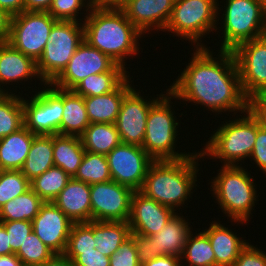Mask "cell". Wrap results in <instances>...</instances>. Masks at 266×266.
Segmentation results:
<instances>
[{
  "label": "cell",
  "mask_w": 266,
  "mask_h": 266,
  "mask_svg": "<svg viewBox=\"0 0 266 266\" xmlns=\"http://www.w3.org/2000/svg\"><path fill=\"white\" fill-rule=\"evenodd\" d=\"M73 178L89 185L112 180L106 155L85 151Z\"/></svg>",
  "instance_id": "d590c367"
},
{
  "label": "cell",
  "mask_w": 266,
  "mask_h": 266,
  "mask_svg": "<svg viewBox=\"0 0 266 266\" xmlns=\"http://www.w3.org/2000/svg\"><path fill=\"white\" fill-rule=\"evenodd\" d=\"M190 223L188 218L186 220V217L177 211L158 233L148 236L154 243V258L164 255L181 257L187 237L192 231Z\"/></svg>",
  "instance_id": "7402d4cb"
},
{
  "label": "cell",
  "mask_w": 266,
  "mask_h": 266,
  "mask_svg": "<svg viewBox=\"0 0 266 266\" xmlns=\"http://www.w3.org/2000/svg\"><path fill=\"white\" fill-rule=\"evenodd\" d=\"M32 78H37L40 80L39 85H44L38 75L36 62L31 57L16 50L9 42H0V88L5 93L14 94L11 89L9 92L8 88L4 87L15 85L16 82L18 85L19 81L21 84L23 80L24 83L28 80L33 81Z\"/></svg>",
  "instance_id": "ffe728a7"
},
{
  "label": "cell",
  "mask_w": 266,
  "mask_h": 266,
  "mask_svg": "<svg viewBox=\"0 0 266 266\" xmlns=\"http://www.w3.org/2000/svg\"><path fill=\"white\" fill-rule=\"evenodd\" d=\"M33 96L23 97L24 126L35 135H61L63 89L50 84Z\"/></svg>",
  "instance_id": "30bf717a"
},
{
  "label": "cell",
  "mask_w": 266,
  "mask_h": 266,
  "mask_svg": "<svg viewBox=\"0 0 266 266\" xmlns=\"http://www.w3.org/2000/svg\"><path fill=\"white\" fill-rule=\"evenodd\" d=\"M212 221L209 228L203 230L210 241L215 254V266H233L241 251L249 242L244 237L237 236L231 229L220 223Z\"/></svg>",
  "instance_id": "603a6c76"
},
{
  "label": "cell",
  "mask_w": 266,
  "mask_h": 266,
  "mask_svg": "<svg viewBox=\"0 0 266 266\" xmlns=\"http://www.w3.org/2000/svg\"><path fill=\"white\" fill-rule=\"evenodd\" d=\"M89 1H90L93 5H96L98 0H89Z\"/></svg>",
  "instance_id": "6125c7cd"
},
{
  "label": "cell",
  "mask_w": 266,
  "mask_h": 266,
  "mask_svg": "<svg viewBox=\"0 0 266 266\" xmlns=\"http://www.w3.org/2000/svg\"><path fill=\"white\" fill-rule=\"evenodd\" d=\"M258 98L266 105V89L258 96Z\"/></svg>",
  "instance_id": "6f0895ef"
},
{
  "label": "cell",
  "mask_w": 266,
  "mask_h": 266,
  "mask_svg": "<svg viewBox=\"0 0 266 266\" xmlns=\"http://www.w3.org/2000/svg\"><path fill=\"white\" fill-rule=\"evenodd\" d=\"M130 235L134 239L138 261L141 266L152 260L154 258V243L151 239L148 236L139 233H131Z\"/></svg>",
  "instance_id": "bcb514c9"
},
{
  "label": "cell",
  "mask_w": 266,
  "mask_h": 266,
  "mask_svg": "<svg viewBox=\"0 0 266 266\" xmlns=\"http://www.w3.org/2000/svg\"><path fill=\"white\" fill-rule=\"evenodd\" d=\"M129 72H104L89 75L72 91L85 97H93L114 91L129 75Z\"/></svg>",
  "instance_id": "d6a6232c"
},
{
  "label": "cell",
  "mask_w": 266,
  "mask_h": 266,
  "mask_svg": "<svg viewBox=\"0 0 266 266\" xmlns=\"http://www.w3.org/2000/svg\"><path fill=\"white\" fill-rule=\"evenodd\" d=\"M44 203L30 188L0 208V221H32Z\"/></svg>",
  "instance_id": "4dcf8cb0"
},
{
  "label": "cell",
  "mask_w": 266,
  "mask_h": 266,
  "mask_svg": "<svg viewBox=\"0 0 266 266\" xmlns=\"http://www.w3.org/2000/svg\"><path fill=\"white\" fill-rule=\"evenodd\" d=\"M249 160L251 163L254 161L253 164L266 175V131L259 128L258 123L257 136Z\"/></svg>",
  "instance_id": "ee69618b"
},
{
  "label": "cell",
  "mask_w": 266,
  "mask_h": 266,
  "mask_svg": "<svg viewBox=\"0 0 266 266\" xmlns=\"http://www.w3.org/2000/svg\"><path fill=\"white\" fill-rule=\"evenodd\" d=\"M57 21L49 12L41 11H23L11 16L7 42L37 62Z\"/></svg>",
  "instance_id": "8fae6325"
},
{
  "label": "cell",
  "mask_w": 266,
  "mask_h": 266,
  "mask_svg": "<svg viewBox=\"0 0 266 266\" xmlns=\"http://www.w3.org/2000/svg\"><path fill=\"white\" fill-rule=\"evenodd\" d=\"M233 266H266V253L248 243Z\"/></svg>",
  "instance_id": "7bdbcfd3"
},
{
  "label": "cell",
  "mask_w": 266,
  "mask_h": 266,
  "mask_svg": "<svg viewBox=\"0 0 266 266\" xmlns=\"http://www.w3.org/2000/svg\"><path fill=\"white\" fill-rule=\"evenodd\" d=\"M0 266H23L16 254L0 256Z\"/></svg>",
  "instance_id": "9f6ffc18"
},
{
  "label": "cell",
  "mask_w": 266,
  "mask_h": 266,
  "mask_svg": "<svg viewBox=\"0 0 266 266\" xmlns=\"http://www.w3.org/2000/svg\"><path fill=\"white\" fill-rule=\"evenodd\" d=\"M219 6L218 0H175L164 32L191 42L193 48L206 47L201 43L202 37L216 31L223 11Z\"/></svg>",
  "instance_id": "52a82bcc"
},
{
  "label": "cell",
  "mask_w": 266,
  "mask_h": 266,
  "mask_svg": "<svg viewBox=\"0 0 266 266\" xmlns=\"http://www.w3.org/2000/svg\"><path fill=\"white\" fill-rule=\"evenodd\" d=\"M259 38L266 44V27L263 30V32L260 34Z\"/></svg>",
  "instance_id": "680465c9"
},
{
  "label": "cell",
  "mask_w": 266,
  "mask_h": 266,
  "mask_svg": "<svg viewBox=\"0 0 266 266\" xmlns=\"http://www.w3.org/2000/svg\"><path fill=\"white\" fill-rule=\"evenodd\" d=\"M35 134L25 126L0 139V170H21Z\"/></svg>",
  "instance_id": "d4e9b609"
},
{
  "label": "cell",
  "mask_w": 266,
  "mask_h": 266,
  "mask_svg": "<svg viewBox=\"0 0 266 266\" xmlns=\"http://www.w3.org/2000/svg\"><path fill=\"white\" fill-rule=\"evenodd\" d=\"M96 248L93 239V221L86 223H74L67 241L64 255L73 260L81 251L93 250Z\"/></svg>",
  "instance_id": "8d00e7d4"
},
{
  "label": "cell",
  "mask_w": 266,
  "mask_h": 266,
  "mask_svg": "<svg viewBox=\"0 0 266 266\" xmlns=\"http://www.w3.org/2000/svg\"><path fill=\"white\" fill-rule=\"evenodd\" d=\"M75 266H110V257L102 255L96 248L81 251L73 260Z\"/></svg>",
  "instance_id": "f6af8a7d"
},
{
  "label": "cell",
  "mask_w": 266,
  "mask_h": 266,
  "mask_svg": "<svg viewBox=\"0 0 266 266\" xmlns=\"http://www.w3.org/2000/svg\"><path fill=\"white\" fill-rule=\"evenodd\" d=\"M133 86L123 98L115 125L121 143L142 147L150 107L163 93L153 96L152 100L148 96L144 99L140 90L137 91Z\"/></svg>",
  "instance_id": "2e32d148"
},
{
  "label": "cell",
  "mask_w": 266,
  "mask_h": 266,
  "mask_svg": "<svg viewBox=\"0 0 266 266\" xmlns=\"http://www.w3.org/2000/svg\"><path fill=\"white\" fill-rule=\"evenodd\" d=\"M142 266H181V259L175 255L158 256Z\"/></svg>",
  "instance_id": "c3c4849f"
},
{
  "label": "cell",
  "mask_w": 266,
  "mask_h": 266,
  "mask_svg": "<svg viewBox=\"0 0 266 266\" xmlns=\"http://www.w3.org/2000/svg\"><path fill=\"white\" fill-rule=\"evenodd\" d=\"M261 3V6L263 8V11L266 13V0H259Z\"/></svg>",
  "instance_id": "91938a15"
},
{
  "label": "cell",
  "mask_w": 266,
  "mask_h": 266,
  "mask_svg": "<svg viewBox=\"0 0 266 266\" xmlns=\"http://www.w3.org/2000/svg\"><path fill=\"white\" fill-rule=\"evenodd\" d=\"M113 181L140 191L148 168L154 159L141 146L120 143L107 155Z\"/></svg>",
  "instance_id": "4fadbf2b"
},
{
  "label": "cell",
  "mask_w": 266,
  "mask_h": 266,
  "mask_svg": "<svg viewBox=\"0 0 266 266\" xmlns=\"http://www.w3.org/2000/svg\"><path fill=\"white\" fill-rule=\"evenodd\" d=\"M247 111L257 121L259 128L266 131V105L258 97L249 98Z\"/></svg>",
  "instance_id": "7dc6e473"
},
{
  "label": "cell",
  "mask_w": 266,
  "mask_h": 266,
  "mask_svg": "<svg viewBox=\"0 0 266 266\" xmlns=\"http://www.w3.org/2000/svg\"><path fill=\"white\" fill-rule=\"evenodd\" d=\"M84 154L85 149L80 137L53 135L54 166L63 169L71 178L77 173Z\"/></svg>",
  "instance_id": "484cf974"
},
{
  "label": "cell",
  "mask_w": 266,
  "mask_h": 266,
  "mask_svg": "<svg viewBox=\"0 0 266 266\" xmlns=\"http://www.w3.org/2000/svg\"><path fill=\"white\" fill-rule=\"evenodd\" d=\"M219 22L220 50L232 51L237 45L258 39L266 27V13L259 0H226ZM223 24V25H222Z\"/></svg>",
  "instance_id": "ba28073f"
},
{
  "label": "cell",
  "mask_w": 266,
  "mask_h": 266,
  "mask_svg": "<svg viewBox=\"0 0 266 266\" xmlns=\"http://www.w3.org/2000/svg\"><path fill=\"white\" fill-rule=\"evenodd\" d=\"M6 93L0 88V98H2Z\"/></svg>",
  "instance_id": "94428289"
},
{
  "label": "cell",
  "mask_w": 266,
  "mask_h": 266,
  "mask_svg": "<svg viewBox=\"0 0 266 266\" xmlns=\"http://www.w3.org/2000/svg\"><path fill=\"white\" fill-rule=\"evenodd\" d=\"M174 3L175 0H131L121 10L126 18L145 35L152 30L164 32Z\"/></svg>",
  "instance_id": "d6986e66"
},
{
  "label": "cell",
  "mask_w": 266,
  "mask_h": 266,
  "mask_svg": "<svg viewBox=\"0 0 266 266\" xmlns=\"http://www.w3.org/2000/svg\"><path fill=\"white\" fill-rule=\"evenodd\" d=\"M11 16L0 8V42H7L10 33Z\"/></svg>",
  "instance_id": "816d5d0a"
},
{
  "label": "cell",
  "mask_w": 266,
  "mask_h": 266,
  "mask_svg": "<svg viewBox=\"0 0 266 266\" xmlns=\"http://www.w3.org/2000/svg\"><path fill=\"white\" fill-rule=\"evenodd\" d=\"M14 254L11 250L7 231L0 223V256Z\"/></svg>",
  "instance_id": "db71d44e"
},
{
  "label": "cell",
  "mask_w": 266,
  "mask_h": 266,
  "mask_svg": "<svg viewBox=\"0 0 266 266\" xmlns=\"http://www.w3.org/2000/svg\"><path fill=\"white\" fill-rule=\"evenodd\" d=\"M73 223L91 221L90 185L74 179L52 201Z\"/></svg>",
  "instance_id": "44dd1931"
},
{
  "label": "cell",
  "mask_w": 266,
  "mask_h": 266,
  "mask_svg": "<svg viewBox=\"0 0 266 266\" xmlns=\"http://www.w3.org/2000/svg\"><path fill=\"white\" fill-rule=\"evenodd\" d=\"M129 76L112 92L85 97L84 103L90 123H115L124 96L133 88ZM131 80V81H129ZM131 83V84H130Z\"/></svg>",
  "instance_id": "cb8c5ba5"
},
{
  "label": "cell",
  "mask_w": 266,
  "mask_h": 266,
  "mask_svg": "<svg viewBox=\"0 0 266 266\" xmlns=\"http://www.w3.org/2000/svg\"><path fill=\"white\" fill-rule=\"evenodd\" d=\"M5 227L12 252L15 254L23 242L33 232L32 221H0Z\"/></svg>",
  "instance_id": "60d3db41"
},
{
  "label": "cell",
  "mask_w": 266,
  "mask_h": 266,
  "mask_svg": "<svg viewBox=\"0 0 266 266\" xmlns=\"http://www.w3.org/2000/svg\"><path fill=\"white\" fill-rule=\"evenodd\" d=\"M232 119L221 121L219 127L211 134L200 154L203 158L219 159L222 165H242L249 159L257 136V121L248 112ZM242 162V163H240ZM240 163V164H239Z\"/></svg>",
  "instance_id": "5b68a950"
},
{
  "label": "cell",
  "mask_w": 266,
  "mask_h": 266,
  "mask_svg": "<svg viewBox=\"0 0 266 266\" xmlns=\"http://www.w3.org/2000/svg\"><path fill=\"white\" fill-rule=\"evenodd\" d=\"M130 234L128 222L93 221L96 249L107 257H111Z\"/></svg>",
  "instance_id": "83f0119b"
},
{
  "label": "cell",
  "mask_w": 266,
  "mask_h": 266,
  "mask_svg": "<svg viewBox=\"0 0 266 266\" xmlns=\"http://www.w3.org/2000/svg\"><path fill=\"white\" fill-rule=\"evenodd\" d=\"M53 0H24V11L48 12Z\"/></svg>",
  "instance_id": "f907efd6"
},
{
  "label": "cell",
  "mask_w": 266,
  "mask_h": 266,
  "mask_svg": "<svg viewBox=\"0 0 266 266\" xmlns=\"http://www.w3.org/2000/svg\"><path fill=\"white\" fill-rule=\"evenodd\" d=\"M20 95L6 93L0 98V139L24 126L22 94Z\"/></svg>",
  "instance_id": "e575fe53"
},
{
  "label": "cell",
  "mask_w": 266,
  "mask_h": 266,
  "mask_svg": "<svg viewBox=\"0 0 266 266\" xmlns=\"http://www.w3.org/2000/svg\"><path fill=\"white\" fill-rule=\"evenodd\" d=\"M73 224L53 202H45L32 220L33 232L55 254H64Z\"/></svg>",
  "instance_id": "e0dca14e"
},
{
  "label": "cell",
  "mask_w": 266,
  "mask_h": 266,
  "mask_svg": "<svg viewBox=\"0 0 266 266\" xmlns=\"http://www.w3.org/2000/svg\"><path fill=\"white\" fill-rule=\"evenodd\" d=\"M131 0H98L97 6L104 9H123Z\"/></svg>",
  "instance_id": "11a10c76"
},
{
  "label": "cell",
  "mask_w": 266,
  "mask_h": 266,
  "mask_svg": "<svg viewBox=\"0 0 266 266\" xmlns=\"http://www.w3.org/2000/svg\"><path fill=\"white\" fill-rule=\"evenodd\" d=\"M0 8L14 16L24 11V0H0Z\"/></svg>",
  "instance_id": "681fc988"
},
{
  "label": "cell",
  "mask_w": 266,
  "mask_h": 266,
  "mask_svg": "<svg viewBox=\"0 0 266 266\" xmlns=\"http://www.w3.org/2000/svg\"><path fill=\"white\" fill-rule=\"evenodd\" d=\"M92 6L93 4L89 0H53L48 12L56 20L76 22L80 20V22H83L85 18L83 17V19H79L78 15H88ZM81 10L84 12L86 11V13L79 12Z\"/></svg>",
  "instance_id": "ab89813d"
},
{
  "label": "cell",
  "mask_w": 266,
  "mask_h": 266,
  "mask_svg": "<svg viewBox=\"0 0 266 266\" xmlns=\"http://www.w3.org/2000/svg\"><path fill=\"white\" fill-rule=\"evenodd\" d=\"M54 166L53 135H35L21 169L29 181Z\"/></svg>",
  "instance_id": "f1b7e54d"
},
{
  "label": "cell",
  "mask_w": 266,
  "mask_h": 266,
  "mask_svg": "<svg viewBox=\"0 0 266 266\" xmlns=\"http://www.w3.org/2000/svg\"><path fill=\"white\" fill-rule=\"evenodd\" d=\"M180 259L181 266H185L186 263L188 264L186 266H215V254L209 238L203 230L194 235L191 231Z\"/></svg>",
  "instance_id": "1f68e13d"
},
{
  "label": "cell",
  "mask_w": 266,
  "mask_h": 266,
  "mask_svg": "<svg viewBox=\"0 0 266 266\" xmlns=\"http://www.w3.org/2000/svg\"><path fill=\"white\" fill-rule=\"evenodd\" d=\"M201 158L200 152L195 151L179 160H154L140 192L175 211L180 210L192 197L193 188L197 189L198 161Z\"/></svg>",
  "instance_id": "3957f363"
},
{
  "label": "cell",
  "mask_w": 266,
  "mask_h": 266,
  "mask_svg": "<svg viewBox=\"0 0 266 266\" xmlns=\"http://www.w3.org/2000/svg\"><path fill=\"white\" fill-rule=\"evenodd\" d=\"M209 48L195 47L188 65L168 90L180 103L183 100L200 104L216 115L234 112L231 116L235 118L238 112L247 111L248 98L241 88L234 55L232 51L219 50V55L213 57Z\"/></svg>",
  "instance_id": "6da1fadb"
},
{
  "label": "cell",
  "mask_w": 266,
  "mask_h": 266,
  "mask_svg": "<svg viewBox=\"0 0 266 266\" xmlns=\"http://www.w3.org/2000/svg\"><path fill=\"white\" fill-rule=\"evenodd\" d=\"M217 171L211 179L210 191L218 207L231 223L247 225L258 201L254 177L242 165H222Z\"/></svg>",
  "instance_id": "277c9868"
},
{
  "label": "cell",
  "mask_w": 266,
  "mask_h": 266,
  "mask_svg": "<svg viewBox=\"0 0 266 266\" xmlns=\"http://www.w3.org/2000/svg\"><path fill=\"white\" fill-rule=\"evenodd\" d=\"M134 192L113 180L90 185L91 221L128 222Z\"/></svg>",
  "instance_id": "5bb4252c"
},
{
  "label": "cell",
  "mask_w": 266,
  "mask_h": 266,
  "mask_svg": "<svg viewBox=\"0 0 266 266\" xmlns=\"http://www.w3.org/2000/svg\"><path fill=\"white\" fill-rule=\"evenodd\" d=\"M63 108L61 135L80 137L90 125L84 97L63 89Z\"/></svg>",
  "instance_id": "4316f807"
},
{
  "label": "cell",
  "mask_w": 266,
  "mask_h": 266,
  "mask_svg": "<svg viewBox=\"0 0 266 266\" xmlns=\"http://www.w3.org/2000/svg\"><path fill=\"white\" fill-rule=\"evenodd\" d=\"M104 72L128 71L84 40L65 69L51 84L64 90H72L87 76Z\"/></svg>",
  "instance_id": "7c38bea8"
},
{
  "label": "cell",
  "mask_w": 266,
  "mask_h": 266,
  "mask_svg": "<svg viewBox=\"0 0 266 266\" xmlns=\"http://www.w3.org/2000/svg\"><path fill=\"white\" fill-rule=\"evenodd\" d=\"M83 41V22L58 20L53 25L43 54L36 62L44 84L52 83L62 73Z\"/></svg>",
  "instance_id": "9c48e42d"
},
{
  "label": "cell",
  "mask_w": 266,
  "mask_h": 266,
  "mask_svg": "<svg viewBox=\"0 0 266 266\" xmlns=\"http://www.w3.org/2000/svg\"><path fill=\"white\" fill-rule=\"evenodd\" d=\"M71 177L60 167L52 166L30 181L31 189L44 201L52 202Z\"/></svg>",
  "instance_id": "836d02e7"
},
{
  "label": "cell",
  "mask_w": 266,
  "mask_h": 266,
  "mask_svg": "<svg viewBox=\"0 0 266 266\" xmlns=\"http://www.w3.org/2000/svg\"><path fill=\"white\" fill-rule=\"evenodd\" d=\"M15 254L23 266H39L55 255L34 232L27 236Z\"/></svg>",
  "instance_id": "74e56055"
},
{
  "label": "cell",
  "mask_w": 266,
  "mask_h": 266,
  "mask_svg": "<svg viewBox=\"0 0 266 266\" xmlns=\"http://www.w3.org/2000/svg\"><path fill=\"white\" fill-rule=\"evenodd\" d=\"M39 266H75L64 254H55L50 260L45 261Z\"/></svg>",
  "instance_id": "f5cc1de1"
},
{
  "label": "cell",
  "mask_w": 266,
  "mask_h": 266,
  "mask_svg": "<svg viewBox=\"0 0 266 266\" xmlns=\"http://www.w3.org/2000/svg\"><path fill=\"white\" fill-rule=\"evenodd\" d=\"M30 188V181L21 170H0V208Z\"/></svg>",
  "instance_id": "f35d334b"
},
{
  "label": "cell",
  "mask_w": 266,
  "mask_h": 266,
  "mask_svg": "<svg viewBox=\"0 0 266 266\" xmlns=\"http://www.w3.org/2000/svg\"><path fill=\"white\" fill-rule=\"evenodd\" d=\"M176 213L174 209L148 198L140 191H135L128 219L130 231L152 236L158 233Z\"/></svg>",
  "instance_id": "ac0fdd59"
},
{
  "label": "cell",
  "mask_w": 266,
  "mask_h": 266,
  "mask_svg": "<svg viewBox=\"0 0 266 266\" xmlns=\"http://www.w3.org/2000/svg\"><path fill=\"white\" fill-rule=\"evenodd\" d=\"M80 139L85 151L104 155L121 143L115 123H90Z\"/></svg>",
  "instance_id": "f546056e"
},
{
  "label": "cell",
  "mask_w": 266,
  "mask_h": 266,
  "mask_svg": "<svg viewBox=\"0 0 266 266\" xmlns=\"http://www.w3.org/2000/svg\"><path fill=\"white\" fill-rule=\"evenodd\" d=\"M110 266H141L133 237L130 235L110 257Z\"/></svg>",
  "instance_id": "b9f144b4"
},
{
  "label": "cell",
  "mask_w": 266,
  "mask_h": 266,
  "mask_svg": "<svg viewBox=\"0 0 266 266\" xmlns=\"http://www.w3.org/2000/svg\"><path fill=\"white\" fill-rule=\"evenodd\" d=\"M84 17V40L90 46L124 68L130 56L133 58L139 54V40L145 36L126 18L122 10L93 5Z\"/></svg>",
  "instance_id": "7a4b0ae2"
},
{
  "label": "cell",
  "mask_w": 266,
  "mask_h": 266,
  "mask_svg": "<svg viewBox=\"0 0 266 266\" xmlns=\"http://www.w3.org/2000/svg\"><path fill=\"white\" fill-rule=\"evenodd\" d=\"M232 53L244 95L248 99L258 97L266 89V44L260 38L246 41Z\"/></svg>",
  "instance_id": "9a60e30c"
},
{
  "label": "cell",
  "mask_w": 266,
  "mask_h": 266,
  "mask_svg": "<svg viewBox=\"0 0 266 266\" xmlns=\"http://www.w3.org/2000/svg\"><path fill=\"white\" fill-rule=\"evenodd\" d=\"M174 95L166 89L150 107L142 147L154 160H179L190 156L175 148L178 140L179 121L172 105Z\"/></svg>",
  "instance_id": "8992f818"
}]
</instances>
